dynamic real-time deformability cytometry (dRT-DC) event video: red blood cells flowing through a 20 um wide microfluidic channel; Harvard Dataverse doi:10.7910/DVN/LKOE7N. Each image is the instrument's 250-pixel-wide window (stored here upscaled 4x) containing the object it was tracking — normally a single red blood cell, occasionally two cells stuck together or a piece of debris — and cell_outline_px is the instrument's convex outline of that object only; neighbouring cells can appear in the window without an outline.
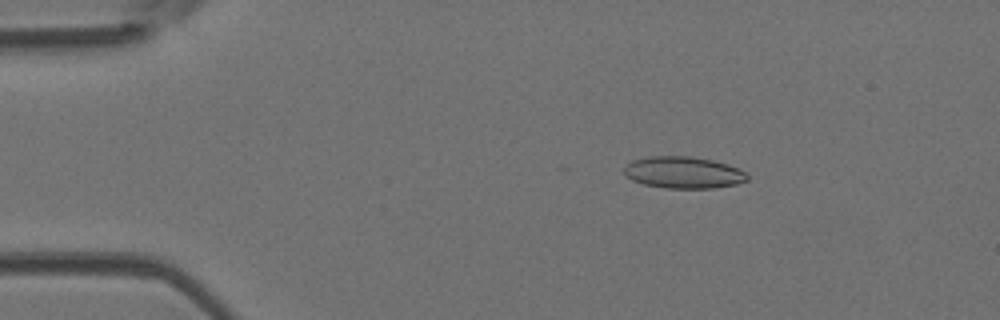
{"species": "Egyptian fruit bat (a non-hibernating species)", "species_latin": "Rousettus aegyptiacus", "temperature_condition": "room temperature", "stored_images_in_passage": 15, "camera_frame_rate_fps": 3000, "um_per_image_px": 0.085, "animal": {"sex": "female"}, "frame": {"image": 1, "passage_image": 8, "time_ms": 2.333, "image_size_px": [1000, 320], "cell_outline_px": [[748, 180], [736, 184], [712, 188], [664, 188], [644, 184], [632, 180], [624, 172], [624, 164], [632, 160], [648, 156], [692, 156], [712, 160], [728, 164], [744, 172], [748, 176]], "centroid_in_image_um": [58.06, 14.65], "position_along_channel_um": 26.9, "area_um2": 22.83}}
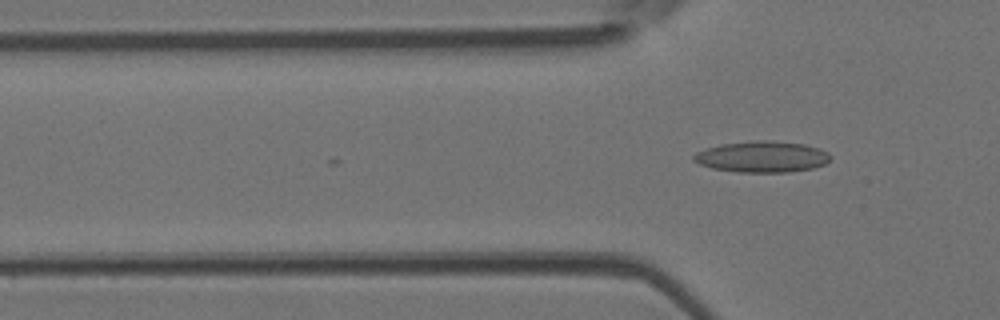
{"frame": {"image": 2, "passage_image": 15, "time_ms": 4.667, "image_size_px": [1000, 320], "cell_outline_px": [[832, 156], [824, 164], [812, 168], [788, 172], [740, 172], [712, 168], [700, 164], [692, 160], [692, 156], [696, 152], [720, 144], [756, 140], [772, 140], [804, 144], [828, 152]], "centroid_in_image_um": [64.75, 13.32], "position_along_channel_um": 61.0, "area_um2": 24.74}}